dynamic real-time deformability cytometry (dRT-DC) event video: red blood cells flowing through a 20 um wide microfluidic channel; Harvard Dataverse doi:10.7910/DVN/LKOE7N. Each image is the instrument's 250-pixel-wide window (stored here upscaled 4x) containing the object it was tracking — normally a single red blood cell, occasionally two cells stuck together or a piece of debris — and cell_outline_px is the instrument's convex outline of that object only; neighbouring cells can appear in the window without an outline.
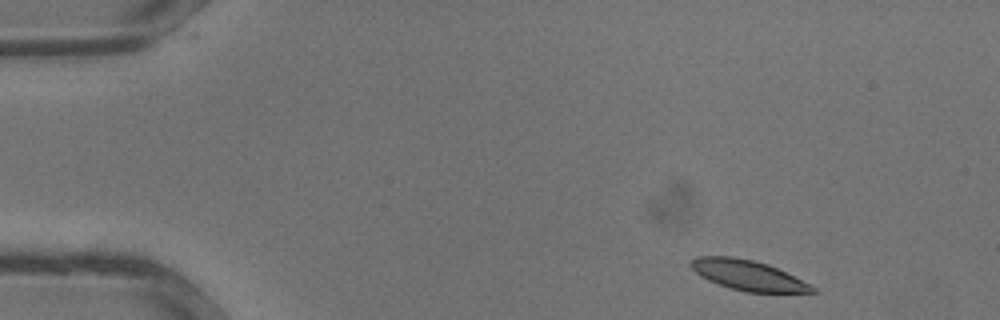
{"species": "common noctule bat (a hibernating species)", "species_latin": "Nyctalus noctula", "temperature_condition": "warm", "stored_images_in_passage": 15, "camera_frame_rate_fps": 3000, "um_per_image_px": 0.085, "animal": {"sex": "male", "body_mass_g": 13.3}, "frame": {"image": 1, "passage_image": 2, "time_ms": 0.333, "image_size_px": [1000, 320], "cell_outline_px": [[816, 292], [748, 292], [732, 288], [708, 280], [700, 276], [688, 264], [696, 256], [732, 256], [752, 260], [768, 264], [816, 288]], "centroid_in_image_um": [63.51, 23.38], "position_along_channel_um": 21.5, "area_um2": 20.81}}
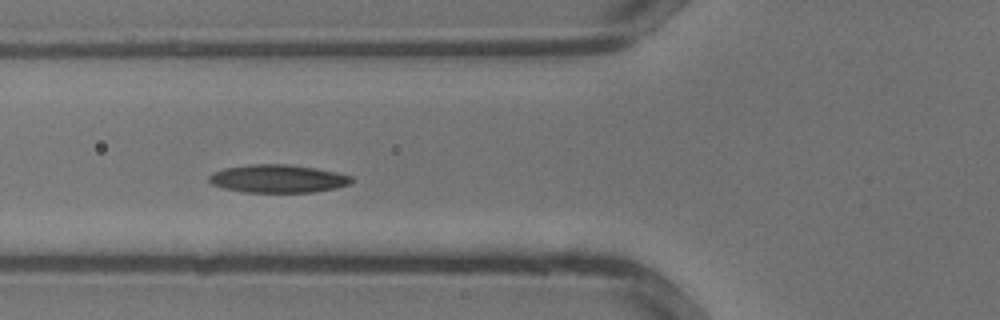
{"frame": {"image": 2, "passage_image": 11, "time_ms": 3.333, "image_size_px": [1000, 320], "cell_outline_px": [[352, 184], [336, 188], [312, 192], [244, 192], [224, 188], [212, 184], [208, 180], [208, 176], [212, 172], [224, 168], [248, 164], [288, 164], [316, 168], [336, 172], [352, 176]], "centroid_in_image_um": [23.61, 15.18], "position_along_channel_um": 102.2, "area_um2": 23.41}}
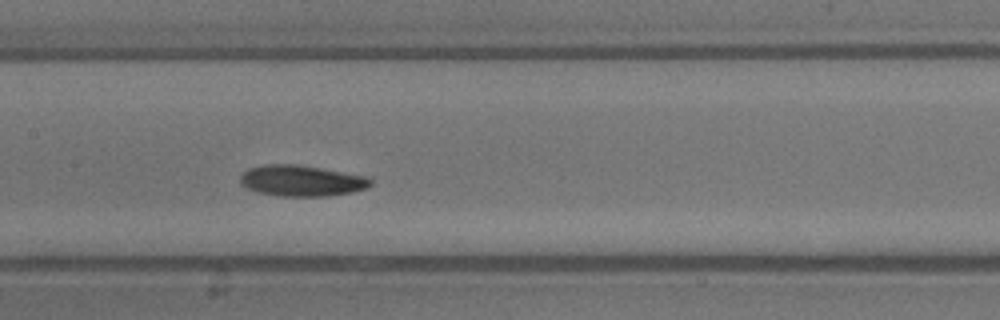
{"frame": {"image": 3, "passage_image": 15, "time_ms": 4.667, "image_size_px": [1000, 320], "cell_outline_px": [[372, 184], [368, 188], [352, 192], [328, 196], [280, 196], [260, 192], [248, 188], [240, 184], [240, 176], [248, 168], [264, 164], [296, 164], [368, 176], [372, 180]], "centroid_in_image_um": [25.66, 15.36], "position_along_channel_um": 181.7, "area_um2": 23.58}}